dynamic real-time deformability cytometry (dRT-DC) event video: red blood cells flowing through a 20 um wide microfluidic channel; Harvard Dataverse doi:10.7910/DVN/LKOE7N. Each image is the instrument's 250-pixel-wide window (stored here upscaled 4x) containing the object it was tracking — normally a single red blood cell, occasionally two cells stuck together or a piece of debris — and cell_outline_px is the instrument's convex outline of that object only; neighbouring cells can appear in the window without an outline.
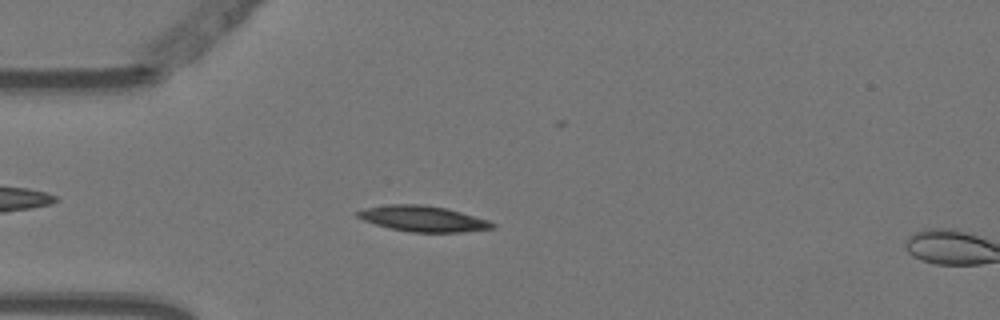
{"species": "Egyptian fruit bat (a non-hibernating species)", "species_latin": "Rousettus aegyptiacus", "temperature_condition": "warm", "stored_images_in_passage": 4, "camera_frame_rate_fps": 3000, "um_per_image_px": 0.085, "animal": {"sex": "female"}, "frame": {"image": 1, "passage_image": 3, "time_ms": 0.667, "image_size_px": [1000, 320], "cell_outline_px": [[496, 228], [464, 232], [408, 232], [376, 224], [364, 220], [356, 216], [352, 212], [364, 208], [388, 204], [424, 204], [448, 208], [488, 220], [496, 224]], "centroid_in_image_um": [35.95, 18.58], "position_along_channel_um": 49.0, "area_um2": 20.4}}